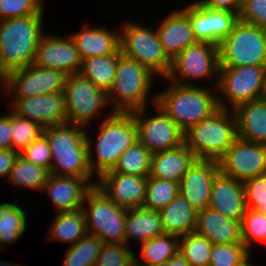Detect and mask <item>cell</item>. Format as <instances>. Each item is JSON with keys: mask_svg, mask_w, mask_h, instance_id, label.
<instances>
[{"mask_svg": "<svg viewBox=\"0 0 266 266\" xmlns=\"http://www.w3.org/2000/svg\"><path fill=\"white\" fill-rule=\"evenodd\" d=\"M110 114V115H109ZM100 124L97 140L92 149V140L88 132L85 133L88 151V164L93 174L99 178L110 171L117 164L121 154L137 139V126L131 112H111ZM97 156L93 159V152Z\"/></svg>", "mask_w": 266, "mask_h": 266, "instance_id": "6da1fadb", "label": "cell"}, {"mask_svg": "<svg viewBox=\"0 0 266 266\" xmlns=\"http://www.w3.org/2000/svg\"><path fill=\"white\" fill-rule=\"evenodd\" d=\"M159 106L185 133L219 109L218 95L211 89L178 85L156 94Z\"/></svg>", "mask_w": 266, "mask_h": 266, "instance_id": "7a4b0ae2", "label": "cell"}, {"mask_svg": "<svg viewBox=\"0 0 266 266\" xmlns=\"http://www.w3.org/2000/svg\"><path fill=\"white\" fill-rule=\"evenodd\" d=\"M43 15L0 21V62L7 73L33 64L43 32Z\"/></svg>", "mask_w": 266, "mask_h": 266, "instance_id": "3957f363", "label": "cell"}, {"mask_svg": "<svg viewBox=\"0 0 266 266\" xmlns=\"http://www.w3.org/2000/svg\"><path fill=\"white\" fill-rule=\"evenodd\" d=\"M219 108L184 133V143L200 160L218 161L238 138L233 110Z\"/></svg>", "mask_w": 266, "mask_h": 266, "instance_id": "277c9868", "label": "cell"}, {"mask_svg": "<svg viewBox=\"0 0 266 266\" xmlns=\"http://www.w3.org/2000/svg\"><path fill=\"white\" fill-rule=\"evenodd\" d=\"M154 76L147 67L120 52L114 81L107 92L108 103L113 102L112 112H131L147 107Z\"/></svg>", "mask_w": 266, "mask_h": 266, "instance_id": "5b68a950", "label": "cell"}, {"mask_svg": "<svg viewBox=\"0 0 266 266\" xmlns=\"http://www.w3.org/2000/svg\"><path fill=\"white\" fill-rule=\"evenodd\" d=\"M219 67L266 66V30L237 21L220 42Z\"/></svg>", "mask_w": 266, "mask_h": 266, "instance_id": "8992f818", "label": "cell"}, {"mask_svg": "<svg viewBox=\"0 0 266 266\" xmlns=\"http://www.w3.org/2000/svg\"><path fill=\"white\" fill-rule=\"evenodd\" d=\"M82 210L89 234L99 237L103 243L125 244L127 209L117 206L95 185L87 192Z\"/></svg>", "mask_w": 266, "mask_h": 266, "instance_id": "52a82bcc", "label": "cell"}, {"mask_svg": "<svg viewBox=\"0 0 266 266\" xmlns=\"http://www.w3.org/2000/svg\"><path fill=\"white\" fill-rule=\"evenodd\" d=\"M122 25L119 31L121 53L138 61L153 74L166 77L170 71L171 60L163 50L157 30L128 21Z\"/></svg>", "mask_w": 266, "mask_h": 266, "instance_id": "ba28073f", "label": "cell"}, {"mask_svg": "<svg viewBox=\"0 0 266 266\" xmlns=\"http://www.w3.org/2000/svg\"><path fill=\"white\" fill-rule=\"evenodd\" d=\"M265 76L266 66L219 67V79L214 86L215 92H222L218 95L219 108L229 109L230 105L234 110L241 104L259 99Z\"/></svg>", "mask_w": 266, "mask_h": 266, "instance_id": "9c48e42d", "label": "cell"}, {"mask_svg": "<svg viewBox=\"0 0 266 266\" xmlns=\"http://www.w3.org/2000/svg\"><path fill=\"white\" fill-rule=\"evenodd\" d=\"M64 97L68 123L86 127L102 108L108 106L107 93L80 73L67 75Z\"/></svg>", "mask_w": 266, "mask_h": 266, "instance_id": "30bf717a", "label": "cell"}, {"mask_svg": "<svg viewBox=\"0 0 266 266\" xmlns=\"http://www.w3.org/2000/svg\"><path fill=\"white\" fill-rule=\"evenodd\" d=\"M214 75H219V48L209 42L198 41L171 61L170 71L165 79L178 85L195 86L188 81L202 80Z\"/></svg>", "mask_w": 266, "mask_h": 266, "instance_id": "8fae6325", "label": "cell"}, {"mask_svg": "<svg viewBox=\"0 0 266 266\" xmlns=\"http://www.w3.org/2000/svg\"><path fill=\"white\" fill-rule=\"evenodd\" d=\"M152 104L157 109L155 116H143L147 107L131 111L137 126V139L153 154L177 148L184 144V132L156 105V94Z\"/></svg>", "mask_w": 266, "mask_h": 266, "instance_id": "7c38bea8", "label": "cell"}, {"mask_svg": "<svg viewBox=\"0 0 266 266\" xmlns=\"http://www.w3.org/2000/svg\"><path fill=\"white\" fill-rule=\"evenodd\" d=\"M218 164L222 174L245 182L266 173V145L237 138Z\"/></svg>", "mask_w": 266, "mask_h": 266, "instance_id": "4fadbf2b", "label": "cell"}, {"mask_svg": "<svg viewBox=\"0 0 266 266\" xmlns=\"http://www.w3.org/2000/svg\"><path fill=\"white\" fill-rule=\"evenodd\" d=\"M66 76L60 70L42 68L33 63L8 73L5 93L13 98H29L63 92Z\"/></svg>", "mask_w": 266, "mask_h": 266, "instance_id": "5bb4252c", "label": "cell"}, {"mask_svg": "<svg viewBox=\"0 0 266 266\" xmlns=\"http://www.w3.org/2000/svg\"><path fill=\"white\" fill-rule=\"evenodd\" d=\"M8 106L16 115L36 122L42 128L68 123L63 92L14 98Z\"/></svg>", "mask_w": 266, "mask_h": 266, "instance_id": "9a60e30c", "label": "cell"}, {"mask_svg": "<svg viewBox=\"0 0 266 266\" xmlns=\"http://www.w3.org/2000/svg\"><path fill=\"white\" fill-rule=\"evenodd\" d=\"M182 10L189 16L196 39L199 42H209L216 46H219L238 21L235 13L211 10L199 1H193Z\"/></svg>", "mask_w": 266, "mask_h": 266, "instance_id": "2e32d148", "label": "cell"}, {"mask_svg": "<svg viewBox=\"0 0 266 266\" xmlns=\"http://www.w3.org/2000/svg\"><path fill=\"white\" fill-rule=\"evenodd\" d=\"M82 58L69 37L44 35L37 45L34 64L42 67L60 70L66 75L79 74L82 68Z\"/></svg>", "mask_w": 266, "mask_h": 266, "instance_id": "e0dca14e", "label": "cell"}, {"mask_svg": "<svg viewBox=\"0 0 266 266\" xmlns=\"http://www.w3.org/2000/svg\"><path fill=\"white\" fill-rule=\"evenodd\" d=\"M97 179L96 186L117 206L125 209L143 206L148 176L105 172Z\"/></svg>", "mask_w": 266, "mask_h": 266, "instance_id": "ac0fdd59", "label": "cell"}, {"mask_svg": "<svg viewBox=\"0 0 266 266\" xmlns=\"http://www.w3.org/2000/svg\"><path fill=\"white\" fill-rule=\"evenodd\" d=\"M218 161L197 159L179 182V193L198 212L209 207Z\"/></svg>", "mask_w": 266, "mask_h": 266, "instance_id": "d6986e66", "label": "cell"}, {"mask_svg": "<svg viewBox=\"0 0 266 266\" xmlns=\"http://www.w3.org/2000/svg\"><path fill=\"white\" fill-rule=\"evenodd\" d=\"M91 178L50 174L42 191L47 192L57 212L81 209L87 192L97 184Z\"/></svg>", "mask_w": 266, "mask_h": 266, "instance_id": "ffe728a7", "label": "cell"}, {"mask_svg": "<svg viewBox=\"0 0 266 266\" xmlns=\"http://www.w3.org/2000/svg\"><path fill=\"white\" fill-rule=\"evenodd\" d=\"M157 34L165 54L171 61L188 46L198 42L189 16L182 8L173 10L165 17L157 28Z\"/></svg>", "mask_w": 266, "mask_h": 266, "instance_id": "44dd1931", "label": "cell"}, {"mask_svg": "<svg viewBox=\"0 0 266 266\" xmlns=\"http://www.w3.org/2000/svg\"><path fill=\"white\" fill-rule=\"evenodd\" d=\"M209 207L227 218L241 222L247 209L243 182L219 172L212 184Z\"/></svg>", "mask_w": 266, "mask_h": 266, "instance_id": "7402d4cb", "label": "cell"}, {"mask_svg": "<svg viewBox=\"0 0 266 266\" xmlns=\"http://www.w3.org/2000/svg\"><path fill=\"white\" fill-rule=\"evenodd\" d=\"M194 232L212 244L242 243L241 222L227 218L211 207L198 211Z\"/></svg>", "mask_w": 266, "mask_h": 266, "instance_id": "603a6c76", "label": "cell"}, {"mask_svg": "<svg viewBox=\"0 0 266 266\" xmlns=\"http://www.w3.org/2000/svg\"><path fill=\"white\" fill-rule=\"evenodd\" d=\"M82 60L96 56L119 54L120 33L104 27L84 25L82 31L69 35Z\"/></svg>", "mask_w": 266, "mask_h": 266, "instance_id": "cb8c5ba5", "label": "cell"}, {"mask_svg": "<svg viewBox=\"0 0 266 266\" xmlns=\"http://www.w3.org/2000/svg\"><path fill=\"white\" fill-rule=\"evenodd\" d=\"M196 160L185 143L174 149L153 153L148 177L179 183Z\"/></svg>", "mask_w": 266, "mask_h": 266, "instance_id": "d4e9b609", "label": "cell"}, {"mask_svg": "<svg viewBox=\"0 0 266 266\" xmlns=\"http://www.w3.org/2000/svg\"><path fill=\"white\" fill-rule=\"evenodd\" d=\"M238 138L266 145V102L257 99L234 110Z\"/></svg>", "mask_w": 266, "mask_h": 266, "instance_id": "484cf974", "label": "cell"}, {"mask_svg": "<svg viewBox=\"0 0 266 266\" xmlns=\"http://www.w3.org/2000/svg\"><path fill=\"white\" fill-rule=\"evenodd\" d=\"M164 234L159 211L144 207L127 209L125 218V244L127 246L130 245L128 243L131 238L144 243Z\"/></svg>", "mask_w": 266, "mask_h": 266, "instance_id": "4316f807", "label": "cell"}, {"mask_svg": "<svg viewBox=\"0 0 266 266\" xmlns=\"http://www.w3.org/2000/svg\"><path fill=\"white\" fill-rule=\"evenodd\" d=\"M159 212L165 234L180 237L195 231L198 212L180 193Z\"/></svg>", "mask_w": 266, "mask_h": 266, "instance_id": "83f0119b", "label": "cell"}, {"mask_svg": "<svg viewBox=\"0 0 266 266\" xmlns=\"http://www.w3.org/2000/svg\"><path fill=\"white\" fill-rule=\"evenodd\" d=\"M84 126L65 123L43 129L51 153L88 152Z\"/></svg>", "mask_w": 266, "mask_h": 266, "instance_id": "f1b7e54d", "label": "cell"}, {"mask_svg": "<svg viewBox=\"0 0 266 266\" xmlns=\"http://www.w3.org/2000/svg\"><path fill=\"white\" fill-rule=\"evenodd\" d=\"M48 240L76 244L87 232L86 218L81 209L68 212H58L50 226Z\"/></svg>", "mask_w": 266, "mask_h": 266, "instance_id": "f546056e", "label": "cell"}, {"mask_svg": "<svg viewBox=\"0 0 266 266\" xmlns=\"http://www.w3.org/2000/svg\"><path fill=\"white\" fill-rule=\"evenodd\" d=\"M141 246L142 261H139L138 258L134 256V266L163 264L179 253V236L164 234L141 243ZM139 262H141V264Z\"/></svg>", "mask_w": 266, "mask_h": 266, "instance_id": "4dcf8cb0", "label": "cell"}, {"mask_svg": "<svg viewBox=\"0 0 266 266\" xmlns=\"http://www.w3.org/2000/svg\"><path fill=\"white\" fill-rule=\"evenodd\" d=\"M119 54L96 56L82 61L80 74L106 93L110 90Z\"/></svg>", "mask_w": 266, "mask_h": 266, "instance_id": "1f68e13d", "label": "cell"}, {"mask_svg": "<svg viewBox=\"0 0 266 266\" xmlns=\"http://www.w3.org/2000/svg\"><path fill=\"white\" fill-rule=\"evenodd\" d=\"M17 203L0 204V251L3 245L18 241L27 228L26 211Z\"/></svg>", "mask_w": 266, "mask_h": 266, "instance_id": "d6a6232c", "label": "cell"}, {"mask_svg": "<svg viewBox=\"0 0 266 266\" xmlns=\"http://www.w3.org/2000/svg\"><path fill=\"white\" fill-rule=\"evenodd\" d=\"M151 160L152 153L137 140L121 154L114 168L107 172L149 176Z\"/></svg>", "mask_w": 266, "mask_h": 266, "instance_id": "836d02e7", "label": "cell"}, {"mask_svg": "<svg viewBox=\"0 0 266 266\" xmlns=\"http://www.w3.org/2000/svg\"><path fill=\"white\" fill-rule=\"evenodd\" d=\"M49 175L48 169L27 161L19 154L7 181L30 190L42 191Z\"/></svg>", "mask_w": 266, "mask_h": 266, "instance_id": "e575fe53", "label": "cell"}, {"mask_svg": "<svg viewBox=\"0 0 266 266\" xmlns=\"http://www.w3.org/2000/svg\"><path fill=\"white\" fill-rule=\"evenodd\" d=\"M50 174L92 178L88 152L51 153Z\"/></svg>", "mask_w": 266, "mask_h": 266, "instance_id": "d590c367", "label": "cell"}, {"mask_svg": "<svg viewBox=\"0 0 266 266\" xmlns=\"http://www.w3.org/2000/svg\"><path fill=\"white\" fill-rule=\"evenodd\" d=\"M103 241L87 233L66 252L63 266H95Z\"/></svg>", "mask_w": 266, "mask_h": 266, "instance_id": "8d00e7d4", "label": "cell"}, {"mask_svg": "<svg viewBox=\"0 0 266 266\" xmlns=\"http://www.w3.org/2000/svg\"><path fill=\"white\" fill-rule=\"evenodd\" d=\"M213 244L197 233L179 237V252L190 266H208Z\"/></svg>", "mask_w": 266, "mask_h": 266, "instance_id": "74e56055", "label": "cell"}, {"mask_svg": "<svg viewBox=\"0 0 266 266\" xmlns=\"http://www.w3.org/2000/svg\"><path fill=\"white\" fill-rule=\"evenodd\" d=\"M179 193V183L148 177L144 208L160 211Z\"/></svg>", "mask_w": 266, "mask_h": 266, "instance_id": "f35d334b", "label": "cell"}, {"mask_svg": "<svg viewBox=\"0 0 266 266\" xmlns=\"http://www.w3.org/2000/svg\"><path fill=\"white\" fill-rule=\"evenodd\" d=\"M243 243L213 244L208 266H255Z\"/></svg>", "mask_w": 266, "mask_h": 266, "instance_id": "ab89813d", "label": "cell"}, {"mask_svg": "<svg viewBox=\"0 0 266 266\" xmlns=\"http://www.w3.org/2000/svg\"><path fill=\"white\" fill-rule=\"evenodd\" d=\"M11 124L12 149L19 154L43 134L44 128L38 123L20 117L13 111H11Z\"/></svg>", "mask_w": 266, "mask_h": 266, "instance_id": "60d3db41", "label": "cell"}, {"mask_svg": "<svg viewBox=\"0 0 266 266\" xmlns=\"http://www.w3.org/2000/svg\"><path fill=\"white\" fill-rule=\"evenodd\" d=\"M242 243L251 252L254 241L266 243V215L258 210L246 209L241 220Z\"/></svg>", "mask_w": 266, "mask_h": 266, "instance_id": "b9f144b4", "label": "cell"}, {"mask_svg": "<svg viewBox=\"0 0 266 266\" xmlns=\"http://www.w3.org/2000/svg\"><path fill=\"white\" fill-rule=\"evenodd\" d=\"M134 256L126 244L103 243L95 266H134Z\"/></svg>", "mask_w": 266, "mask_h": 266, "instance_id": "7bdbcfd3", "label": "cell"}, {"mask_svg": "<svg viewBox=\"0 0 266 266\" xmlns=\"http://www.w3.org/2000/svg\"><path fill=\"white\" fill-rule=\"evenodd\" d=\"M44 0H0V21L30 15H44Z\"/></svg>", "mask_w": 266, "mask_h": 266, "instance_id": "ee69618b", "label": "cell"}, {"mask_svg": "<svg viewBox=\"0 0 266 266\" xmlns=\"http://www.w3.org/2000/svg\"><path fill=\"white\" fill-rule=\"evenodd\" d=\"M247 209L266 215V173L243 182Z\"/></svg>", "mask_w": 266, "mask_h": 266, "instance_id": "f6af8a7d", "label": "cell"}, {"mask_svg": "<svg viewBox=\"0 0 266 266\" xmlns=\"http://www.w3.org/2000/svg\"><path fill=\"white\" fill-rule=\"evenodd\" d=\"M20 155L24 157L27 161L48 169L50 171L51 164V150L49 146V141L44 134L32 142L28 147H26Z\"/></svg>", "mask_w": 266, "mask_h": 266, "instance_id": "bcb514c9", "label": "cell"}, {"mask_svg": "<svg viewBox=\"0 0 266 266\" xmlns=\"http://www.w3.org/2000/svg\"><path fill=\"white\" fill-rule=\"evenodd\" d=\"M238 20L266 30V0H244Z\"/></svg>", "mask_w": 266, "mask_h": 266, "instance_id": "7dc6e473", "label": "cell"}, {"mask_svg": "<svg viewBox=\"0 0 266 266\" xmlns=\"http://www.w3.org/2000/svg\"><path fill=\"white\" fill-rule=\"evenodd\" d=\"M199 2L208 9L229 11L238 16L244 0H199Z\"/></svg>", "mask_w": 266, "mask_h": 266, "instance_id": "c3c4849f", "label": "cell"}, {"mask_svg": "<svg viewBox=\"0 0 266 266\" xmlns=\"http://www.w3.org/2000/svg\"><path fill=\"white\" fill-rule=\"evenodd\" d=\"M11 113L0 116V149H12Z\"/></svg>", "mask_w": 266, "mask_h": 266, "instance_id": "681fc988", "label": "cell"}, {"mask_svg": "<svg viewBox=\"0 0 266 266\" xmlns=\"http://www.w3.org/2000/svg\"><path fill=\"white\" fill-rule=\"evenodd\" d=\"M18 155L13 149H0V177L9 178Z\"/></svg>", "mask_w": 266, "mask_h": 266, "instance_id": "f907efd6", "label": "cell"}, {"mask_svg": "<svg viewBox=\"0 0 266 266\" xmlns=\"http://www.w3.org/2000/svg\"><path fill=\"white\" fill-rule=\"evenodd\" d=\"M167 266H190L189 263L185 260V258L179 252L174 257L170 258L166 262Z\"/></svg>", "mask_w": 266, "mask_h": 266, "instance_id": "816d5d0a", "label": "cell"}, {"mask_svg": "<svg viewBox=\"0 0 266 266\" xmlns=\"http://www.w3.org/2000/svg\"><path fill=\"white\" fill-rule=\"evenodd\" d=\"M7 82H8V73L3 68V66L1 65V62H0V86H2L1 89L6 90Z\"/></svg>", "mask_w": 266, "mask_h": 266, "instance_id": "f5cc1de1", "label": "cell"}, {"mask_svg": "<svg viewBox=\"0 0 266 266\" xmlns=\"http://www.w3.org/2000/svg\"><path fill=\"white\" fill-rule=\"evenodd\" d=\"M259 99L266 102V76L262 85V91Z\"/></svg>", "mask_w": 266, "mask_h": 266, "instance_id": "db71d44e", "label": "cell"}, {"mask_svg": "<svg viewBox=\"0 0 266 266\" xmlns=\"http://www.w3.org/2000/svg\"><path fill=\"white\" fill-rule=\"evenodd\" d=\"M153 266H167L166 263L163 264H157V265H153Z\"/></svg>", "mask_w": 266, "mask_h": 266, "instance_id": "11a10c76", "label": "cell"}]
</instances>
